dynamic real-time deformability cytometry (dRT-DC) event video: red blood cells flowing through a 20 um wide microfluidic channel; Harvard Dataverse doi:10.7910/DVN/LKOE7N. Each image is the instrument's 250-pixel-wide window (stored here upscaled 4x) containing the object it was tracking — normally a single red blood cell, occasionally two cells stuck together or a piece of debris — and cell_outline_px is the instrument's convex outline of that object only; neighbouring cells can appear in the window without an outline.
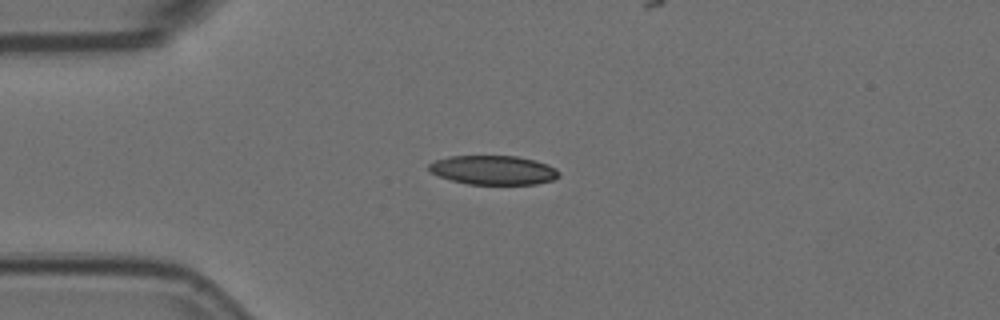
{"species": "Egyptian fruit bat (a non-hibernating species)", "species_latin": "Rousettus aegyptiacus", "temperature_condition": "room temperature", "stored_images_in_passage": 7, "camera_frame_rate_fps": 3000, "um_per_image_px": 0.085, "animal": {"sex": "female"}, "frame": {"image": 1, "passage_image": 1, "time_ms": 0.0, "image_size_px": [1000, 320], "cell_outline_px": [[560, 176], [552, 180], [536, 184], [468, 184], [452, 180], [428, 172], [428, 164], [436, 160], [448, 156], [516, 156], [536, 160], [548, 164], [556, 168], [560, 172]], "centroid_in_image_um": [41.94, 14.45], "position_along_channel_um": 43.1, "area_um2": 22.2}}
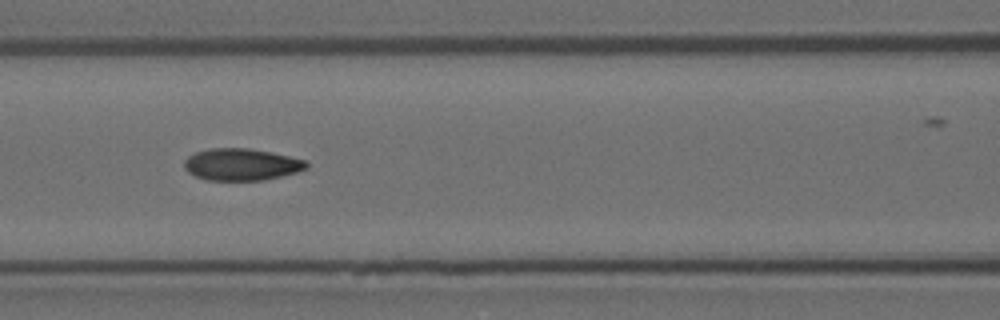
{"frame": {"image": 2, "passage_image": 4, "time_ms": 1.0, "image_size_px": [1000, 320], "cell_outline_px": [[308, 168], [296, 172], [264, 180], [208, 180], [196, 176], [188, 172], [184, 168], [184, 160], [188, 156], [196, 152], [208, 148], [248, 148], [272, 152], [308, 160]], "centroid_in_image_um": [20.53, 13.97], "position_along_channel_um": 146.1, "area_um2": 22.83}}
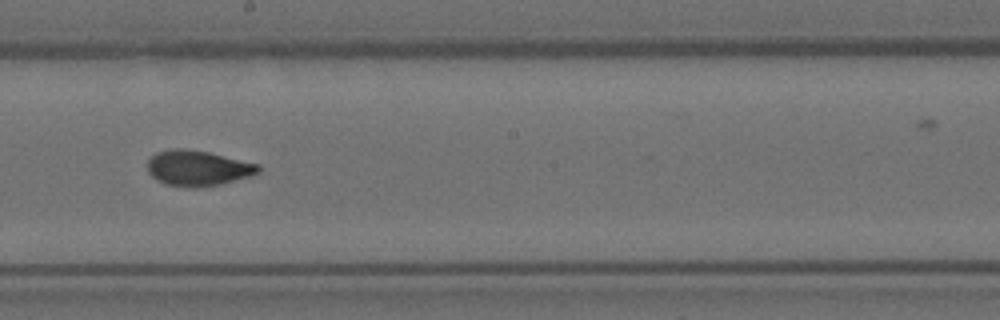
{"frame": {"image": 3, "passage_image": 6, "time_ms": 1.667, "image_size_px": [1000, 320], "cell_outline_px": [[260, 172], [252, 176], [220, 184], [164, 184], [156, 180], [148, 172], [148, 160], [156, 152], [176, 148], [180, 148], [208, 152], [260, 164]], "centroid_in_image_um": [16.84, 14.24], "position_along_channel_um": 231.4, "area_um2": 22.14}}